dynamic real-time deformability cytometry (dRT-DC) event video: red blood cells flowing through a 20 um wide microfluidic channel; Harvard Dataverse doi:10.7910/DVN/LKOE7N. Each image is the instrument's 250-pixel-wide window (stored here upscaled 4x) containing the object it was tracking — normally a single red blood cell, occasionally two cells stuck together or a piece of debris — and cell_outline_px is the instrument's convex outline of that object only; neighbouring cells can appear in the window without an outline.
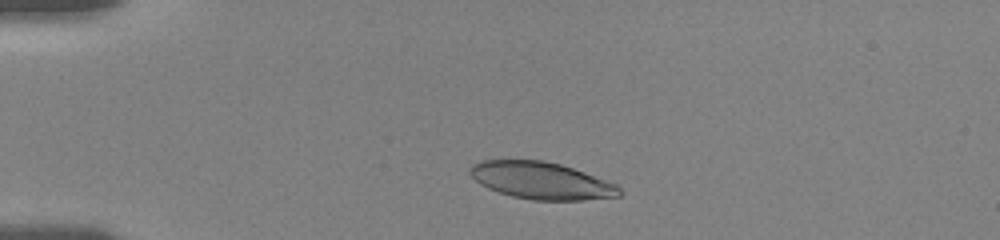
{"species": "human", "species_latin": "Homo sapiens", "temperature_condition": "room temperature", "stored_images_in_passage": 7, "camera_frame_rate_fps": 3000, "um_per_image_px": 0.085, "donor": {"sex": "female"}, "frame": {"image": 1, "passage_image": 2, "time_ms": 0.333, "image_size_px": [1000, 240], "cell_outline_px": [[620, 196], [584, 200], [532, 200], [512, 196], [488, 188], [480, 184], [468, 172], [468, 168], [472, 164], [484, 160], [544, 160], [560, 164], [584, 172], [616, 184], [620, 188]], "centroid_in_image_um": [45.99, 15.35], "position_along_channel_um": 39.0, "area_um2": 32.14}}
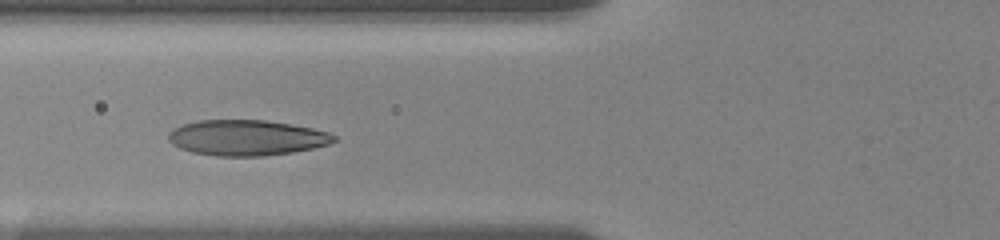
{"frame": {"image": 2, "passage_image": 5, "time_ms": 1.333, "image_size_px": [1000, 240], "cell_outline_px": [[336, 140], [328, 144], [312, 148], [292, 152], [264, 156], [216, 156], [192, 152], [180, 148], [172, 144], [168, 140], [168, 136], [176, 128], [184, 124], [200, 120], [264, 120], [312, 128], [328, 132], [336, 136]], "centroid_in_image_um": [20.97, 11.71], "position_along_channel_um": 104.8, "area_um2": 33.99}}
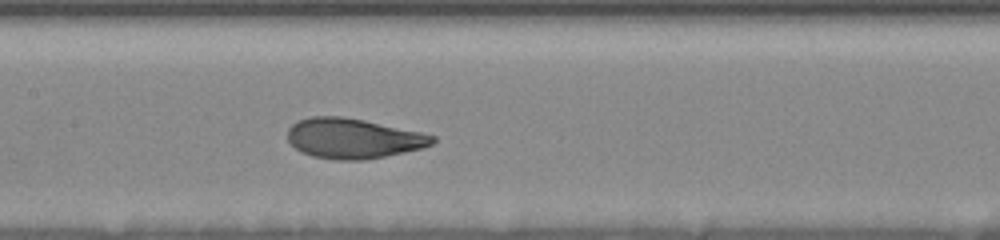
{"frame": {"image": 3, "passage_image": 7, "time_ms": 2.0, "image_size_px": [1000, 240], "cell_outline_px": [[436, 140], [432, 144], [424, 148], [364, 160], [336, 160], [312, 156], [296, 148], [288, 140], [288, 128], [292, 124], [300, 120], [312, 116], [340, 116], [364, 120], [420, 132], [436, 136]], "centroid_in_image_um": [30.03, 11.76], "position_along_channel_um": 177.4, "area_um2": 33.64}}